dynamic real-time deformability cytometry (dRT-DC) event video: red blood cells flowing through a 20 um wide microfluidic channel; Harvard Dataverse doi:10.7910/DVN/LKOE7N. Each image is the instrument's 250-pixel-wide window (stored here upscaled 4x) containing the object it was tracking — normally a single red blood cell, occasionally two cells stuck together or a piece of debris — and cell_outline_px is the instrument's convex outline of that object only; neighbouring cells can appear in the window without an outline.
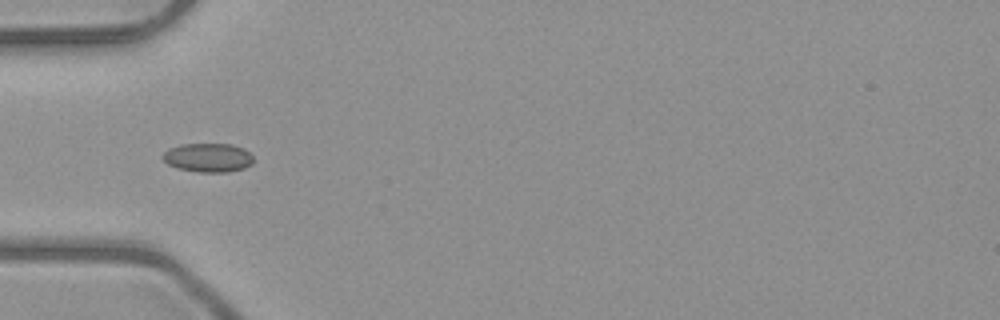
{"species": "common noctule bat (a hibernating species)", "species_latin": "Nyctalus noctula", "temperature_condition": "room temperature", "stored_images_in_passage": 36, "camera_frame_rate_fps": 3000, "um_per_image_px": 0.085, "animal": {"sex": "male", "body_mass_g": 23.1, "forearm_length_mm": 52.7}, "frame": {"image": 1, "passage_image": 1, "time_ms": 0.0, "image_size_px": [1000, 320], "cell_outline_px": [[252, 164], [244, 168], [228, 172], [200, 172], [176, 168], [168, 164], [160, 156], [168, 148], [180, 144], [232, 144], [244, 148], [252, 156]], "centroid_in_image_um": [17.66, 13.39], "position_along_channel_um": 67.3, "area_um2": 15.37}}
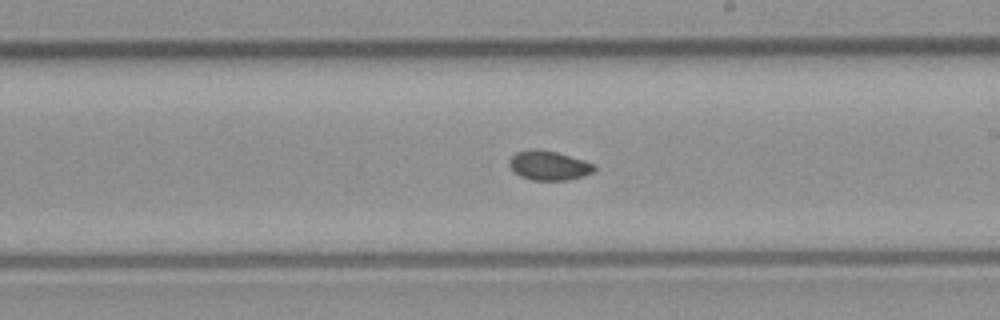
{"frame": {"image": 2, "passage_image": 14, "time_ms": 4.333, "image_size_px": [1000, 320], "cell_outline_px": [[596, 172], [584, 176], [568, 180], [532, 180], [520, 176], [508, 164], [508, 160], [516, 152], [536, 148], [556, 152], [584, 160], [596, 164]], "centroid_in_image_um": [46.7, 14.07], "position_along_channel_um": 242.3, "area_um2": 14.68}}
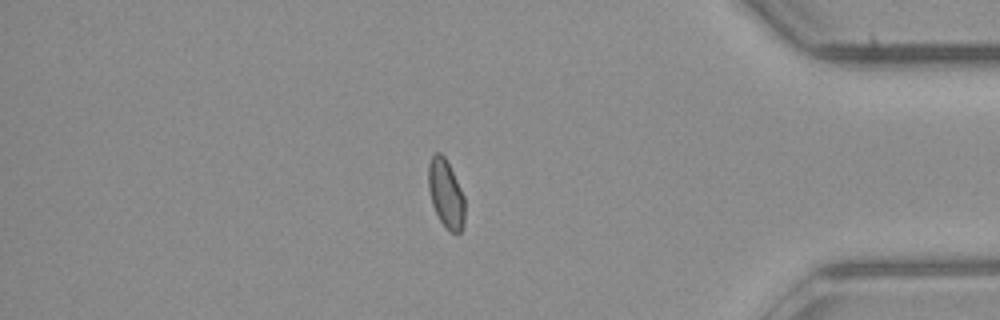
{"frame": {"image": 3, "passage_image": 28, "time_ms": 9.0, "image_size_px": [1000, 320], "cell_outline_px": [[464, 224], [460, 232], [452, 232], [440, 220], [432, 204], [428, 188], [428, 164], [432, 156], [436, 152], [440, 152], [444, 156], [464, 196]], "centroid_in_image_um": [37.88, 16.44], "position_along_channel_um": 397.3, "area_um2": 14.16}, "authors_computed_cell_mechanics": {"area_um2": 14.5945, "velocity_mm_per_s": 4.0217, "shape_relaxation_time_tau1_ms": null, "shape_relaxation_time_tau2_ms": 1.6601, "deformation_change_tau1": null, "deformation_change_tau2": 0.0422}}